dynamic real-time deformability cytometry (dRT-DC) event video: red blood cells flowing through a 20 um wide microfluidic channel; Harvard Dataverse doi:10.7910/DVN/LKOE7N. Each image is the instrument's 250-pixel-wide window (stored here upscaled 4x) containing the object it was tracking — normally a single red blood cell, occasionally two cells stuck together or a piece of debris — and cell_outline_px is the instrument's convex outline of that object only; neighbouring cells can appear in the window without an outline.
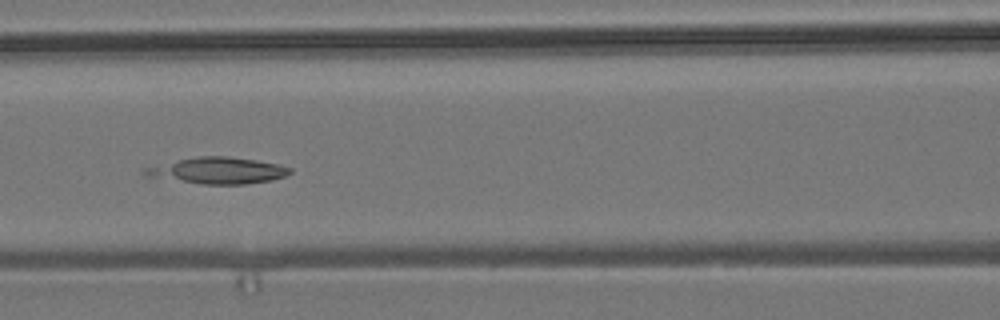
{"species": "common noctule bat (a hibernating species)", "species_latin": "Nyctalus noctula", "temperature_condition": "room temperature", "stored_images_in_passage": 20, "camera_frame_rate_fps": 3000, "um_per_image_px": 0.085, "animal": {"sex": "male", "body_mass_g": 19.2, "forearm_length_mm": 51.8}, "frame": {"image": 1, "passage_image": 12, "time_ms": 3.667, "image_size_px": [1000, 320], "cell_outline_px": [[292, 172], [284, 176], [272, 180], [244, 184], [200, 184], [144, 176], [144, 168], [180, 160], [200, 156], [228, 156], [256, 160], [276, 164], [292, 168]], "centroid_in_image_um": [18.53, 14.51], "position_along_channel_um": 148.1, "area_um2": 22.02}}
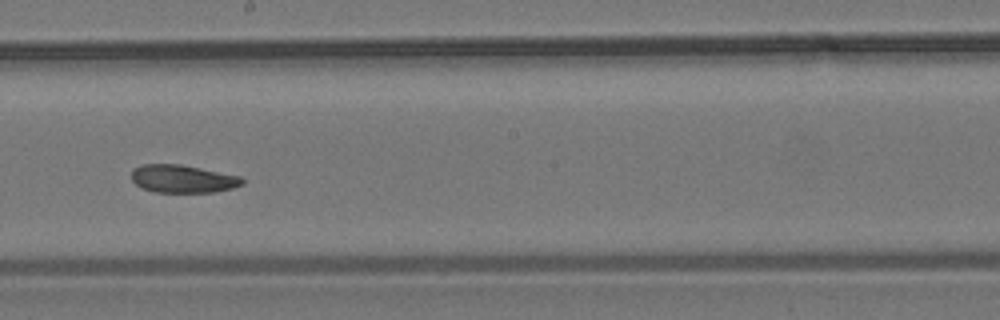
{"frame": {"image": 2, "passage_image": 14, "time_ms": 4.333, "image_size_px": [1000, 320], "cell_outline_px": [[244, 184], [232, 188], [216, 192], [152, 192], [136, 184], [132, 180], [132, 168], [144, 164], [180, 164], [240, 176], [244, 180]], "centroid_in_image_um": [15.53, 15.2], "position_along_channel_um": 232.7, "area_um2": 17.98}}
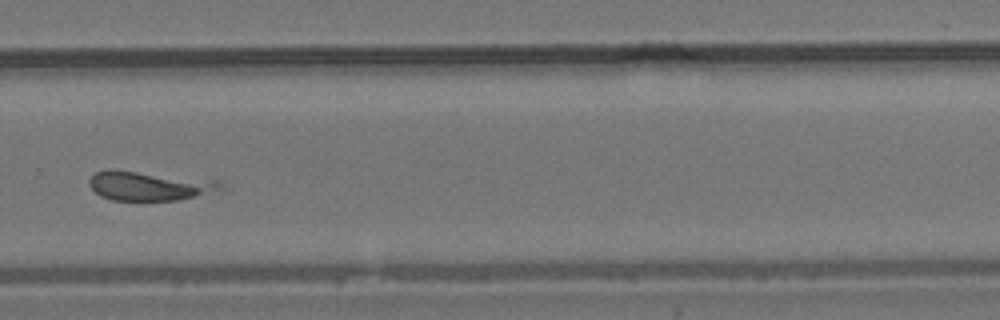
{"frame": {"image": 3, "passage_image": 16, "time_ms": 5.0, "image_size_px": [1000, 320], "cell_outline_px": [[224, 188], [180, 200], [112, 200], [100, 196], [88, 184], [88, 180], [96, 172], [136, 172], [220, 180], [224, 184]], "centroid_in_image_um": [12.75, 15.83], "position_along_channel_um": 317.0, "area_um2": 21.62}}